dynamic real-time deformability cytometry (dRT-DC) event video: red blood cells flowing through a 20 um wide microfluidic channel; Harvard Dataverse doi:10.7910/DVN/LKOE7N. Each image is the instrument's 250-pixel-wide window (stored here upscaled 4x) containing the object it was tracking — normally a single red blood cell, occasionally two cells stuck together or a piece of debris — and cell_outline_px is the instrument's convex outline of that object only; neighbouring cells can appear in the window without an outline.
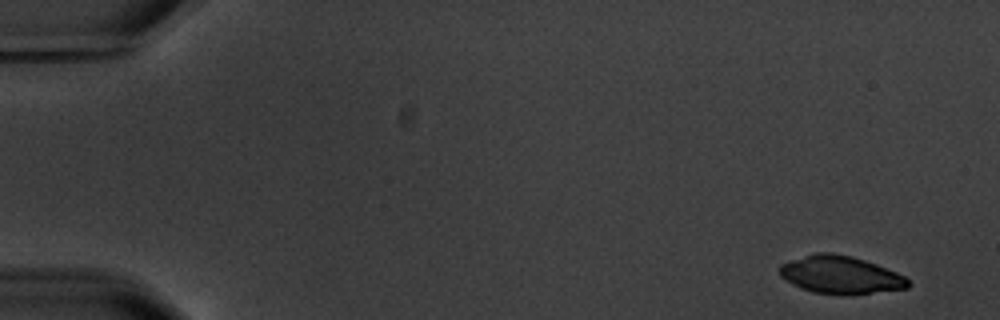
{"species": "common noctule bat (a hibernating species)", "species_latin": "Nyctalus noctula", "temperature_condition": "warm", "stored_images_in_passage": 5, "camera_frame_rate_fps": 3000, "um_per_image_px": 0.085, "animal": {"sex": "male", "body_mass_g": 20.1, "forearm_length_mm": 53.5}, "frame": {"image": 1, "passage_image": 1, "time_ms": 0.0, "image_size_px": [1000, 320], "cell_outline_px": [[912, 284], [908, 288], [840, 296], [812, 292], [800, 288], [792, 284], [780, 276], [780, 264], [816, 252], [832, 252], [852, 256], [876, 264], [896, 272], [904, 276]], "centroid_in_image_um": [71.43, 23.37], "position_along_channel_um": 13.6, "area_um2": 28.38}}